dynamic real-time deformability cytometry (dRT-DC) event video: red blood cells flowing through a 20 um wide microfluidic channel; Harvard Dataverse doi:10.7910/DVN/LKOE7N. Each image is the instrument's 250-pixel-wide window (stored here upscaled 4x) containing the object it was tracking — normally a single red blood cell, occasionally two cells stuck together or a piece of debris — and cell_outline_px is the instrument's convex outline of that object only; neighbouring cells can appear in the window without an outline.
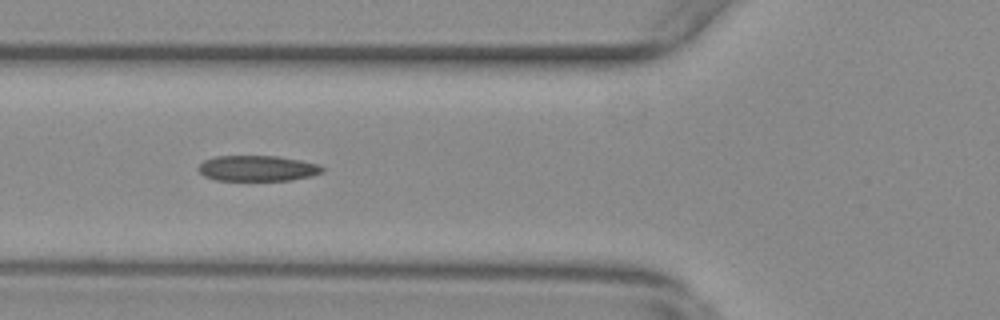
{"species": "common noctule bat (a hibernating species)", "species_latin": "Nyctalus noctula", "temperature_condition": "warm", "stored_images_in_passage": 14, "camera_frame_rate_fps": 3000, "um_per_image_px": 0.085, "animal": {"sex": "female", "body_mass_g": 29.2, "forearm_length_mm": 56.3}, "frame": {"image": 1, "passage_image": 11, "time_ms": 3.333, "image_size_px": [1000, 320], "cell_outline_px": [[324, 172], [312, 176], [292, 180], [216, 180], [204, 176], [196, 168], [204, 160], [216, 156], [276, 156], [300, 160], [320, 164], [324, 168]], "centroid_in_image_um": [21.9, 14.31], "position_along_channel_um": 103.9, "area_um2": 18.61}}